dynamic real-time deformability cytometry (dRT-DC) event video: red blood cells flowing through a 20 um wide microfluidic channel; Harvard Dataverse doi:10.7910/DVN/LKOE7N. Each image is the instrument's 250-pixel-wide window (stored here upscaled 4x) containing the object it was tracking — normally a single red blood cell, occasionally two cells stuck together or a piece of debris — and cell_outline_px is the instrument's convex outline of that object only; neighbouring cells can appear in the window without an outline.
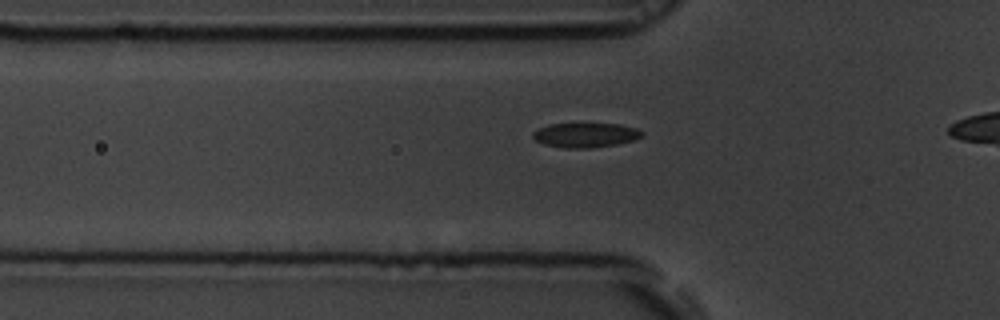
{"species": "common noctule bat (a hibernating species)", "species_latin": "Nyctalus noctula", "temperature_condition": "room temperature", "stored_images_in_passage": 31, "camera_frame_rate_fps": 3000, "um_per_image_px": 0.085, "animal": {"sex": "male", "body_mass_g": 19.5, "forearm_length_mm": 54.6}, "frame": {"image": 1, "passage_image": 4, "time_ms": 1.0, "image_size_px": [1000, 320], "cell_outline_px": [[644, 132], [640, 136], [632, 140], [616, 144], [592, 148], [564, 148], [544, 144], [536, 140], [532, 136], [532, 132], [548, 124], [620, 124], [636, 128]], "centroid_in_image_um": [49.74, 11.48], "position_along_channel_um": 76.1, "area_um2": 15.43}}
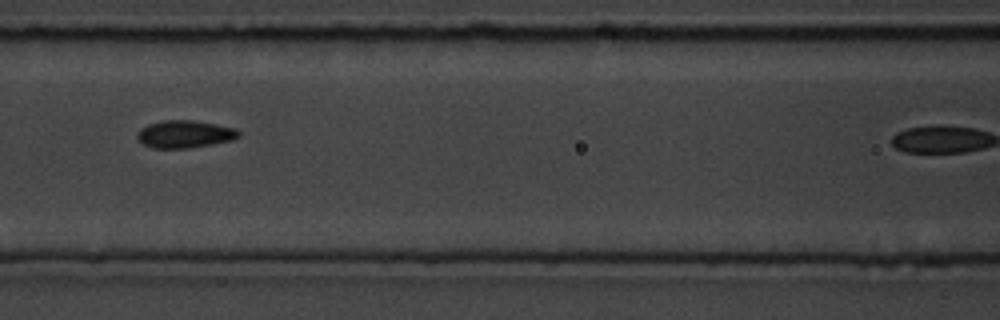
{"frame": {"image": 2, "passage_image": 10, "time_ms": 3.0, "image_size_px": [1000, 320], "cell_outline_px": [[240, 136], [232, 140], [212, 144], [188, 148], [152, 148], [144, 144], [136, 136], [136, 132], [140, 128], [148, 124], [164, 120], [192, 120], [216, 124], [236, 128], [240, 132]], "centroid_in_image_um": [15.7, 11.39], "position_along_channel_um": 150.9, "area_um2": 16.3}}
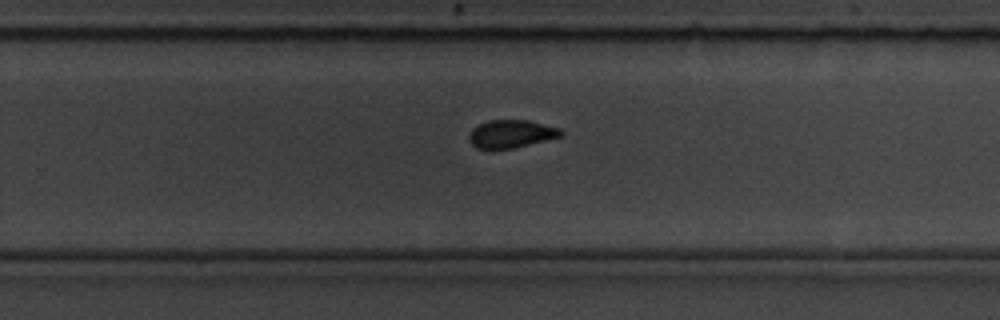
{"frame": {"image": 3, "passage_image": 21, "time_ms": 6.667, "image_size_px": [1000, 320], "cell_outline_px": [[564, 136], [512, 148], [476, 148], [468, 140], [468, 136], [472, 128], [488, 120], [528, 120], [560, 128], [564, 132]], "centroid_in_image_um": [43.47, 11.37], "position_along_channel_um": 286.3, "area_um2": 14.91}}